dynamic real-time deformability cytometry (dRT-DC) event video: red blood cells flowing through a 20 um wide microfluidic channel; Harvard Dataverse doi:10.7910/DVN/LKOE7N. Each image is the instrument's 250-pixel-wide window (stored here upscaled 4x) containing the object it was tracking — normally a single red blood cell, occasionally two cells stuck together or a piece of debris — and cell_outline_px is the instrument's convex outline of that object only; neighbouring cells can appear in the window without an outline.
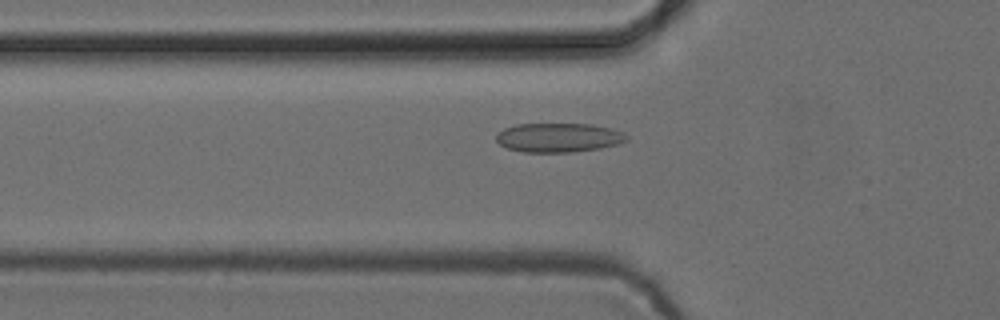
{"species": "common noctule bat (a hibernating species)", "species_latin": "Nyctalus noctula", "temperature_condition": "cold", "stored_images_in_passage": 50, "camera_frame_rate_fps": 3000, "um_per_image_px": 0.085, "animal": {"sex": "female", "body_mass_g": 24.6, "forearm_length_mm": 56.2}, "frame": {"image": 1, "passage_image": 15, "time_ms": 4.667, "image_size_px": [1000, 320], "cell_outline_px": [[628, 140], [620, 144], [600, 148], [572, 152], [524, 152], [508, 148], [500, 144], [496, 140], [496, 132], [504, 128], [516, 124], [592, 124], [608, 128], [620, 132], [628, 136]], "centroid_in_image_um": [47.46, 11.69], "position_along_channel_um": 78.3, "area_um2": 22.14}}
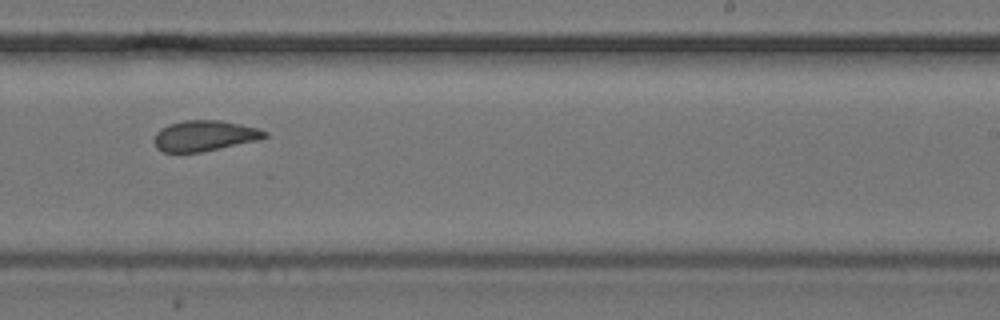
{"frame": {"image": 2, "passage_image": 30, "time_ms": 9.667, "image_size_px": [1000, 320], "cell_outline_px": [[268, 136], [260, 140], [200, 152], [164, 152], [156, 148], [152, 140], [156, 132], [160, 128], [168, 124], [184, 120], [220, 120], [260, 128], [268, 132]], "centroid_in_image_um": [17.38, 11.53], "position_along_channel_um": 271.6, "area_um2": 20.0}}
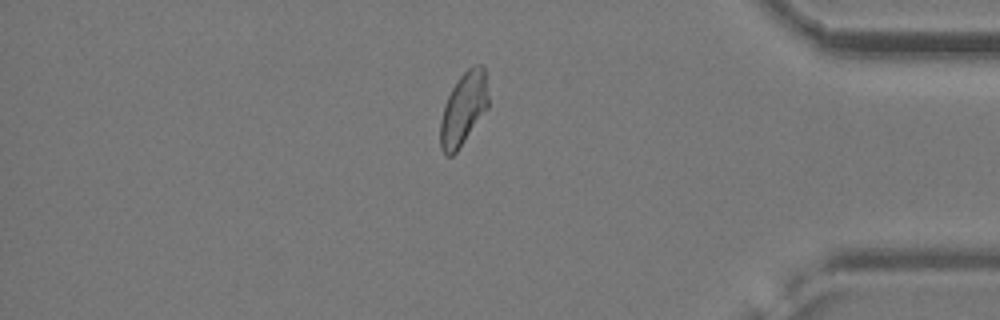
{"frame": {"image": 3, "passage_image": 42, "time_ms": 13.667, "image_size_px": [1000, 320], "cell_outline_px": [[488, 108], [456, 152], [452, 156], [444, 156], [440, 148], [440, 120], [444, 104], [456, 80], [468, 68], [476, 64], [484, 64], [488, 96]], "centroid_in_image_um": [39.38, 9.25], "position_along_channel_um": 395.8, "area_um2": 20.46}, "authors_computed_cell_mechanics": {"area_um2": 20.5479, "velocity_mm_per_s": 3.855, "shape_relaxation_time_tau1_ms": null, "shape_relaxation_time_tau2_ms": 2.5795, "deformation_change_tau1": null, "deformation_change_tau2": 0.0776}}